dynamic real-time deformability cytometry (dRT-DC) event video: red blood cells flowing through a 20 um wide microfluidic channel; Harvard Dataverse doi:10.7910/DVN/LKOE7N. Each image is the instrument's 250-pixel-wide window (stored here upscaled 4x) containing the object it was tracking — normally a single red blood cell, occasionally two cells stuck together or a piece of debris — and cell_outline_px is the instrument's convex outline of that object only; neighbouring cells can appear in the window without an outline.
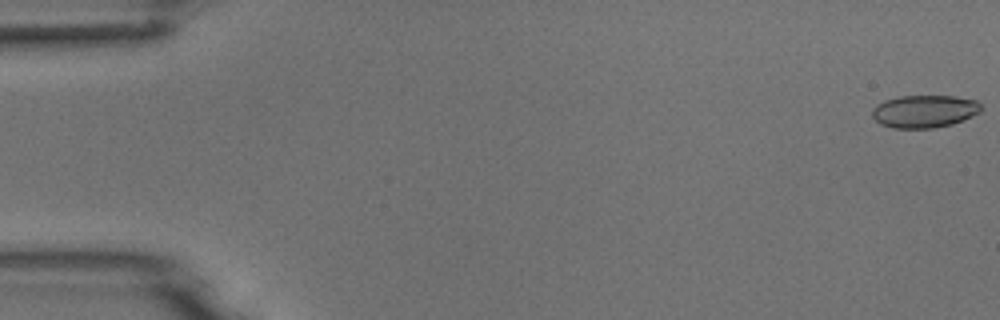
{"species": "common noctule bat (a hibernating species)", "species_latin": "Nyctalus noctula", "temperature_condition": "room temperature", "stored_images_in_passage": 5, "camera_frame_rate_fps": 3000, "um_per_image_px": 0.085, "animal": {"sex": "male", "body_mass_g": 18.8}, "frame": {"image": 1, "passage_image": 1, "time_ms": 0.0, "image_size_px": [1000, 320], "cell_outline_px": [[984, 108], [980, 112], [972, 116], [952, 124], [932, 128], [892, 128], [880, 124], [872, 116], [872, 108], [876, 104], [884, 100], [900, 96], [956, 96], [976, 100]], "centroid_in_image_um": [78.57, 9.46], "position_along_channel_um": 6.4, "area_um2": 20.87}}
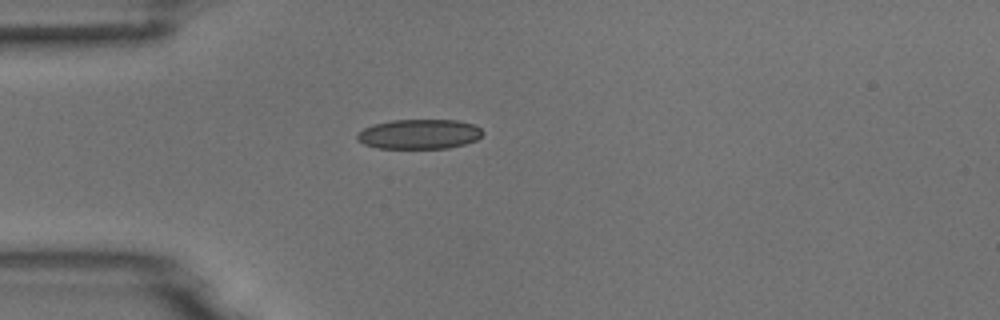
{"frame": {"image": 2, "passage_image": 5, "time_ms": 1.333, "image_size_px": [1000, 320], "cell_outline_px": [[484, 132], [476, 140], [464, 144], [448, 148], [376, 148], [364, 144], [356, 140], [356, 136], [364, 128], [372, 124], [392, 120], [456, 120], [472, 124], [480, 128]], "centroid_in_image_um": [35.61, 11.4], "position_along_channel_um": 49.4, "area_um2": 21.73}}